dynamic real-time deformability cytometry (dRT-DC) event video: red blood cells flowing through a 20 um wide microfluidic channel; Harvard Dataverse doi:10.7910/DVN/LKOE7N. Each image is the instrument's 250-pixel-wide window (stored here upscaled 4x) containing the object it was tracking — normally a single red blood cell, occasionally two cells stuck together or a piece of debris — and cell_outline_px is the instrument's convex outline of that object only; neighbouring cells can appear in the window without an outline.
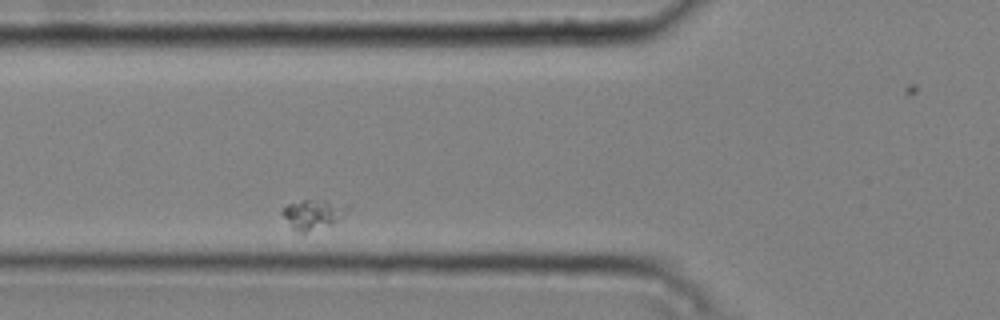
{"species": "common noctule bat (a hibernating species)", "species_latin": "Nyctalus noctula", "temperature_condition": "cold", "stored_images_in_passage": 42, "camera_frame_rate_fps": 3000, "um_per_image_px": 0.085, "animal": {"sex": "male", "body_mass_g": 20.4}, "frame": {"image": 1, "passage_image": 6, "time_ms": 1.667, "image_size_px": [1000, 320], "cell_outline_px": [[348, 212], [328, 224], [304, 236], [292, 228], [280, 212], [288, 204], [304, 200], [324, 200], [348, 204]], "centroid_in_image_um": [26.58, 18.23], "position_along_channel_um": 99.2, "area_um2": 11.27}}
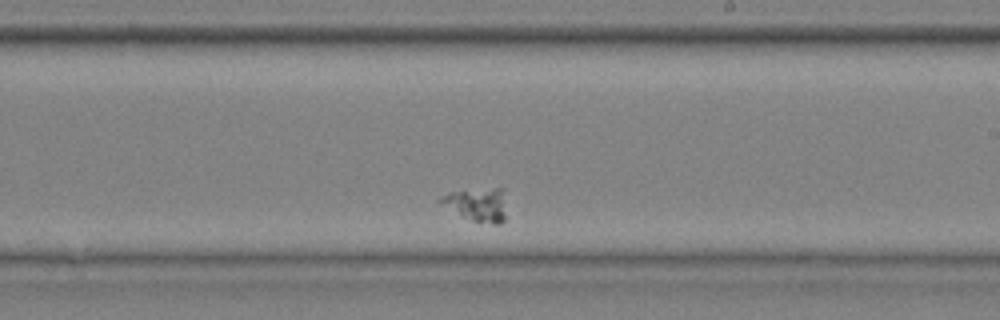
{"frame": {"image": 2, "passage_image": 20, "time_ms": 6.333, "image_size_px": [1000, 320], "cell_outline_px": [[504, 220], [500, 224], [492, 224], [472, 220], [464, 216], [436, 200], [440, 196], [448, 192], [492, 188], [504, 188]], "centroid_in_image_um": [40.58, 17.36], "position_along_channel_um": 248.4, "area_um2": 12.48}}
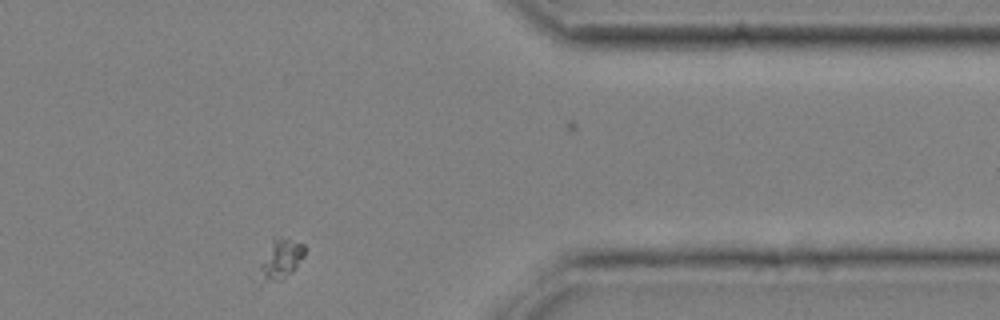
{"frame": {"image": 3, "passage_image": 34, "time_ms": 11.0, "image_size_px": [1000, 320], "cell_outline_px": [[304, 256], [296, 268], [292, 272], [280, 280], [264, 280], [260, 268], [260, 264], [272, 236], [304, 244]], "centroid_in_image_um": [23.89, 21.98], "position_along_channel_um": 387.5, "area_um2": 10.0}}